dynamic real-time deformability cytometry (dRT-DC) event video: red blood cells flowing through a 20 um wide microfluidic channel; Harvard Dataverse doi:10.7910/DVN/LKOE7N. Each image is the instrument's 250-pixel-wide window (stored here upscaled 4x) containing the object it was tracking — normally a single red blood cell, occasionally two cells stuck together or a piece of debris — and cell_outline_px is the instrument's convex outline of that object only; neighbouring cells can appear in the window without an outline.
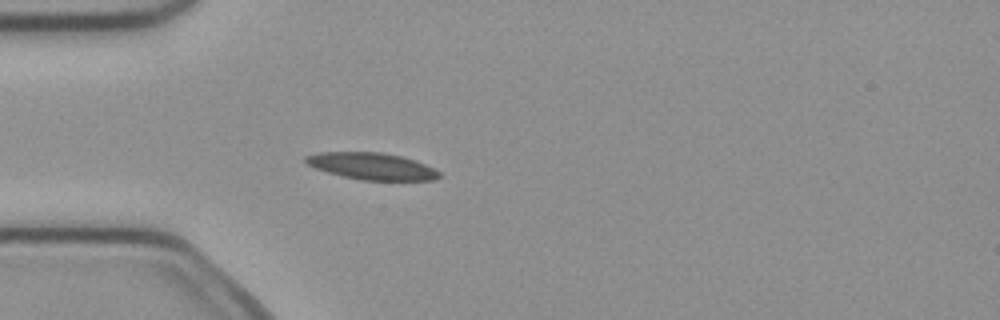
{"species": "common noctule bat (a hibernating species)", "species_latin": "Nyctalus noctula", "temperature_condition": "cold", "stored_images_in_passage": 4, "camera_frame_rate_fps": 3000, "um_per_image_px": 0.085, "animal": {"sex": "female", "body_mass_g": 21.9}, "frame": {"image": 1, "passage_image": 4, "time_ms": 1.0, "image_size_px": [1000, 320], "cell_outline_px": [[440, 176], [436, 180], [360, 180], [328, 172], [316, 168], [308, 164], [304, 160], [304, 156], [320, 152], [380, 152], [400, 156], [416, 160], [440, 172]], "centroid_in_image_um": [31.61, 14.12], "position_along_channel_um": 53.4, "area_um2": 20.69}}